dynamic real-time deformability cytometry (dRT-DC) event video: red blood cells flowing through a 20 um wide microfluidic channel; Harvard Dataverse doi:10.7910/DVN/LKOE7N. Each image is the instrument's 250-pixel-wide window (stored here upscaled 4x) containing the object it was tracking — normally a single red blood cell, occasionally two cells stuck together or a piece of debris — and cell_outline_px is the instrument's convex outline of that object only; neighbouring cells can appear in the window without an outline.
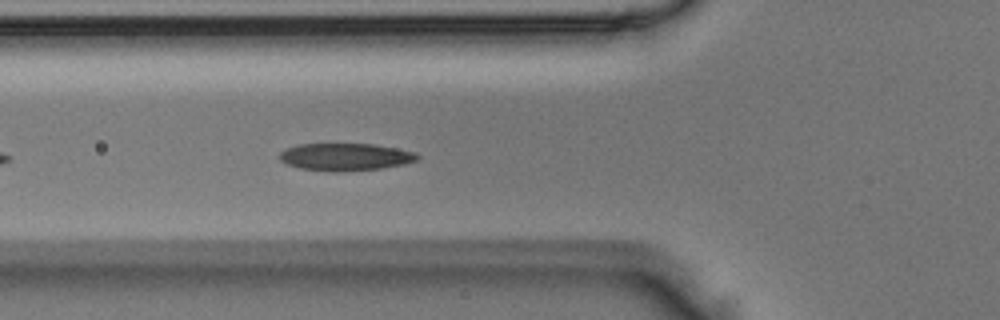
{"species": "Egyptian fruit bat (a non-hibernating species)", "species_latin": "Rousettus aegyptiacus", "temperature_condition": "room temperature", "stored_images_in_passage": 12, "camera_frame_rate_fps": 3000, "um_per_image_px": 0.085, "animal": {"sex": "male"}, "frame": {"image": 1, "passage_image": 6, "time_ms": 1.667, "image_size_px": [1000, 320], "cell_outline_px": [[420, 160], [404, 164], [380, 168], [336, 172], [332, 172], [300, 168], [288, 164], [280, 160], [280, 152], [284, 148], [296, 144], [376, 144], [416, 152], [420, 156]], "centroid_in_image_um": [29.37, 13.33], "position_along_channel_um": 96.4, "area_um2": 22.14}}
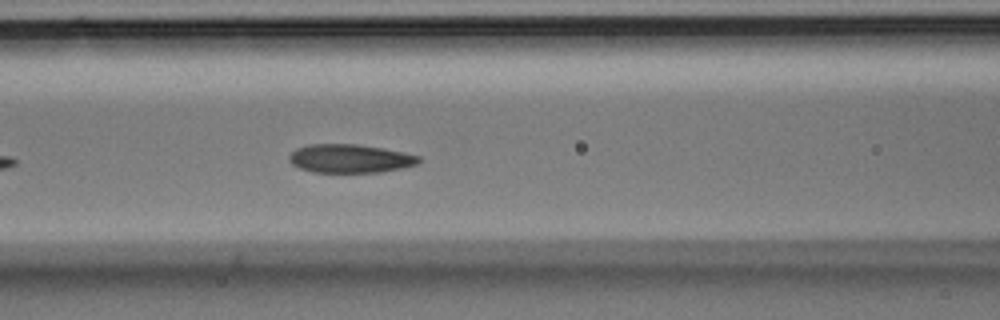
{"frame": {"image": 2, "passage_image": 9, "time_ms": 2.667, "image_size_px": [1000, 320], "cell_outline_px": [[420, 160], [416, 164], [404, 168], [380, 172], [312, 172], [300, 168], [292, 164], [288, 160], [288, 156], [296, 148], [308, 144], [356, 144], [384, 148], [404, 152], [420, 156]], "centroid_in_image_um": [29.74, 13.47], "position_along_channel_um": 136.9, "area_um2": 21.68}}